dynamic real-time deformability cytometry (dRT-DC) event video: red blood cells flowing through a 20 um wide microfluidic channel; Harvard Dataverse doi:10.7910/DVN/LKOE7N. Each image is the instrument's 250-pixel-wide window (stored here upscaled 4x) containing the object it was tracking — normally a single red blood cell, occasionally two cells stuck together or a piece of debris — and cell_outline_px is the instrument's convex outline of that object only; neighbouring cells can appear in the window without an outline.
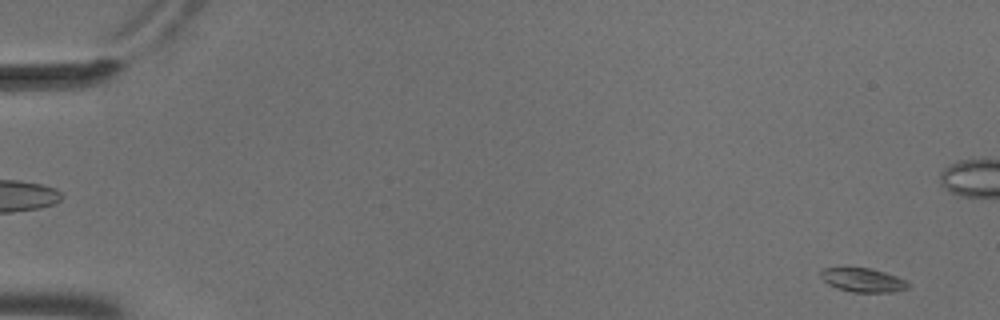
{"species": "common noctule bat (a hibernating species)", "species_latin": "Nyctalus noctula", "temperature_condition": "cold", "stored_images_in_passage": 6, "camera_frame_rate_fps": 3000, "um_per_image_px": 0.085, "animal": {"sex": "male", "body_mass_g": 18.8}, "frame": {"image": 1, "passage_image": 1, "time_ms": 0.0, "image_size_px": [1000, 320], "cell_outline_px": [[908, 288], [892, 292], [852, 292], [828, 284], [820, 276], [820, 272], [824, 268], [872, 268], [896, 276], [904, 280], [908, 284]], "centroid_in_image_um": [73.34, 23.8], "position_along_channel_um": 11.7, "area_um2": 11.91}}